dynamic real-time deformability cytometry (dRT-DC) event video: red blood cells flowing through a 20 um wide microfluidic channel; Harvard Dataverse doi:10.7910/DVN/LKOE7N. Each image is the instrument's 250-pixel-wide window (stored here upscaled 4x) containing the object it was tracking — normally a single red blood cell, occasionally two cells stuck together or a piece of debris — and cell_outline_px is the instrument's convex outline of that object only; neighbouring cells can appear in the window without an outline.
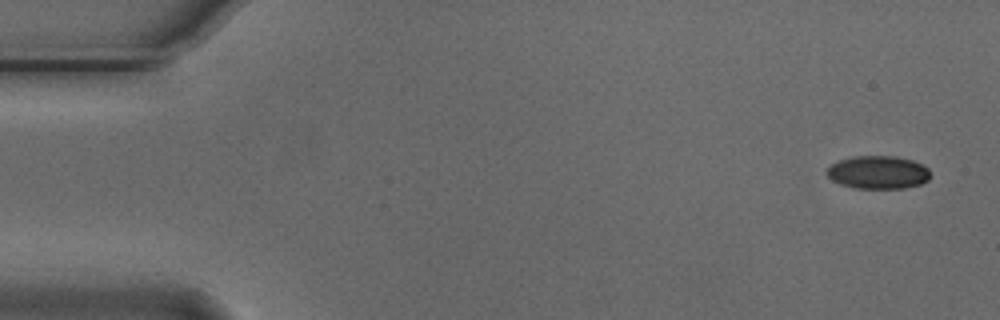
{"species": "Egyptian fruit bat (a non-hibernating species)", "species_latin": "Rousettus aegyptiacus", "temperature_condition": "cold", "stored_images_in_passage": 5, "camera_frame_rate_fps": 3000, "um_per_image_px": 0.085, "animal": {"sex": "male"}, "frame": {"image": 1, "passage_image": 1, "time_ms": 0.0, "image_size_px": [1000, 320], "cell_outline_px": [[928, 180], [920, 184], [904, 188], [856, 188], [840, 184], [832, 180], [828, 176], [828, 168], [832, 164], [840, 160], [852, 156], [896, 156], [912, 160], [924, 164], [928, 168]], "centroid_in_image_um": [74.65, 14.64], "position_along_channel_um": 10.4, "area_um2": 19.83}}
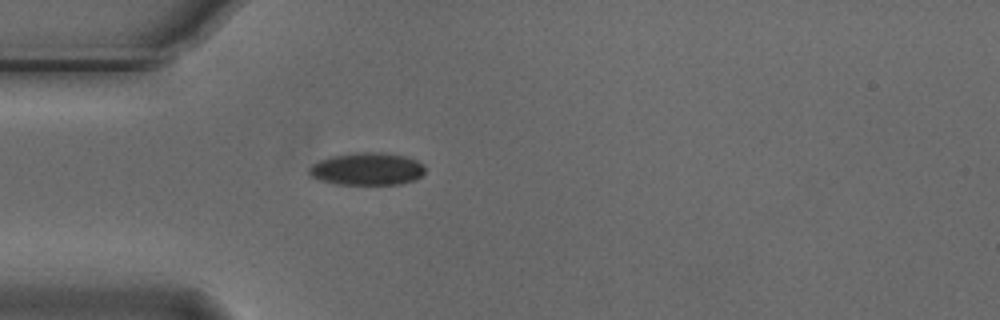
{"frame": {"image": 2, "passage_image": 5, "time_ms": 1.333, "image_size_px": [1000, 320], "cell_outline_px": [[424, 172], [416, 180], [400, 184], [332, 184], [308, 176], [308, 168], [312, 164], [328, 156], [356, 152], [384, 152], [404, 156], [416, 160], [424, 164]], "centroid_in_image_um": [31.16, 14.35], "position_along_channel_um": 53.8, "area_um2": 22.31}}